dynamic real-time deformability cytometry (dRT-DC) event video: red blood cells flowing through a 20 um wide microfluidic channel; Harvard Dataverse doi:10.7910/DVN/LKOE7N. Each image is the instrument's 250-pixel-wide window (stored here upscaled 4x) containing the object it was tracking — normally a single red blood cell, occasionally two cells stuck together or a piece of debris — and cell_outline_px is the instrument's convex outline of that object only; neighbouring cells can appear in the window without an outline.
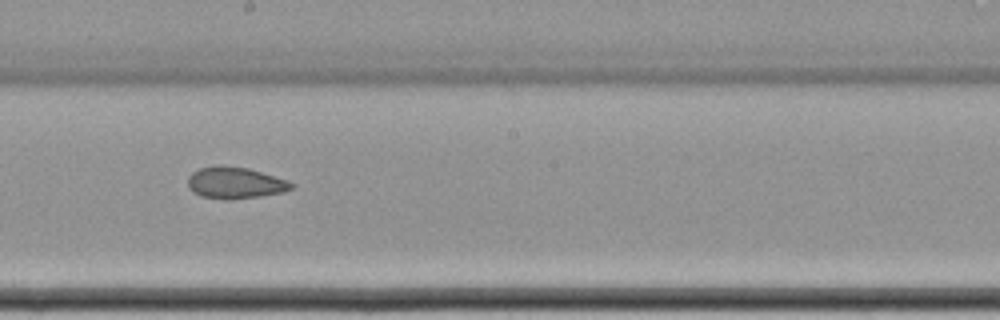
{"species": "common noctule bat (a hibernating species)", "species_latin": "Nyctalus noctula", "temperature_condition": "cold", "stored_images_in_passage": 12, "camera_frame_rate_fps": 3000, "um_per_image_px": 0.085, "animal": {"sex": "female", "body_mass_g": 22.7, "forearm_length_mm": 54.2}, "frame": {"image": 1, "passage_image": 6, "time_ms": 6.0, "image_size_px": [1000, 320], "cell_outline_px": [[296, 188], [284, 192], [260, 196], [232, 200], [224, 200], [200, 196], [192, 192], [188, 188], [188, 176], [192, 172], [200, 168], [216, 164], [224, 164], [248, 168], [288, 180], [296, 184]], "centroid_in_image_um": [19.99, 15.54], "position_along_channel_um": 228.2, "area_um2": 19.65}}
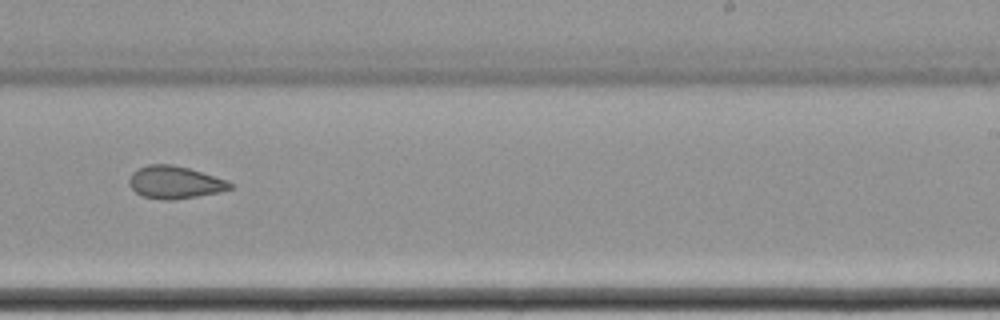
{"frame": {"image": 2, "passage_image": 7, "time_ms": 7.333, "image_size_px": [1000, 320], "cell_outline_px": [[236, 184], [232, 188], [220, 192], [172, 200], [164, 200], [144, 196], [136, 192], [128, 184], [128, 180], [132, 172], [148, 164], [172, 164], [188, 168], [228, 180]], "centroid_in_image_um": [14.89, 15.49], "position_along_channel_um": 274.1, "area_um2": 19.13}, "authors_computed_cell_mechanics": {"area_um2": 20.8369, "velocity_mm_per_s": 3.4438, "shape_relaxation_time_tau1_ms": 4.0294, "shape_relaxation_time_tau2_ms": 6.3147, "deformation_change_tau1": 0.1432, "deformation_change_tau2": 0.0727}}